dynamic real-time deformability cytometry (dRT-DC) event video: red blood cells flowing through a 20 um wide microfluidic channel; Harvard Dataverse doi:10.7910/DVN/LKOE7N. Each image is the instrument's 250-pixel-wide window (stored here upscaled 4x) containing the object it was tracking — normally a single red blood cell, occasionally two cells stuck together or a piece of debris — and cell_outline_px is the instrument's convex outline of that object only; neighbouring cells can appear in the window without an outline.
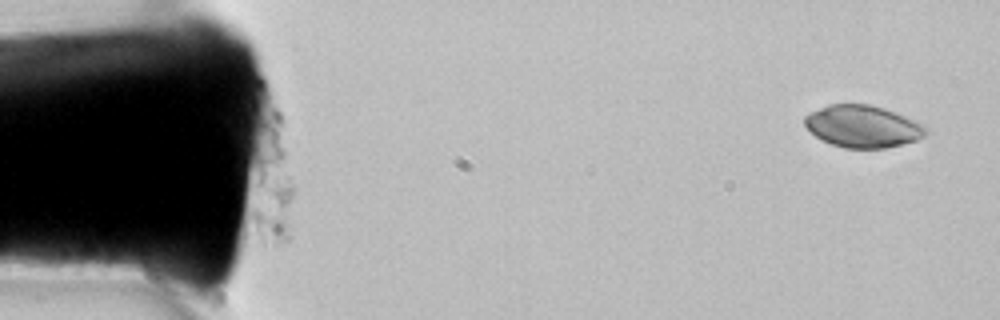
{"species": "common noctule bat (a hibernating species)", "species_latin": "Nyctalus noctula", "temperature_condition": "room temperature", "stored_images_in_passage": 7, "camera_frame_rate_fps": 3000, "um_per_image_px": 0.085, "animal": {"sex": "female", "body_mass_g": 22.7, "forearm_length_mm": 54.2}, "frame": {"image": 1, "passage_image": 2, "time_ms": 0.333, "image_size_px": [1000, 320], "cell_outline_px": [[928, 132], [924, 136], [916, 140], [884, 148], [844, 148], [820, 140], [804, 124], [804, 116], [828, 104], [868, 104], [884, 108], [896, 112], [916, 120], [924, 124], [928, 128]], "centroid_in_image_um": [73.36, 10.74], "position_along_channel_um": 11.6, "area_um2": 29.77}}